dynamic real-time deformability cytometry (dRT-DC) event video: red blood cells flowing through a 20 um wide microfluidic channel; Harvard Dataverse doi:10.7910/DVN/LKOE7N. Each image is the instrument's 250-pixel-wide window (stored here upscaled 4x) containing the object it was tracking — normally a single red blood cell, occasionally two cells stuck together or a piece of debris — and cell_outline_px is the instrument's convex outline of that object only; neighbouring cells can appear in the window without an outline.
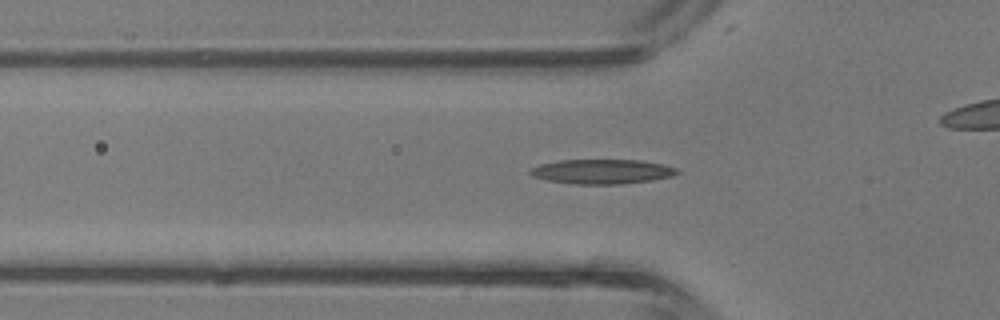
{"species": "common noctule bat (a hibernating species)", "species_latin": "Nyctalus noctula", "temperature_condition": "room temperature", "stored_images_in_passage": 43, "camera_frame_rate_fps": 3000, "um_per_image_px": 0.085, "animal": {"sex": "male", "body_mass_g": 13.3}, "frame": {"image": 1, "passage_image": 14, "time_ms": 4.333, "image_size_px": [1000, 320], "cell_outline_px": [[680, 172], [672, 176], [652, 180], [620, 184], [572, 184], [548, 180], [532, 176], [528, 172], [532, 168], [540, 164], [560, 160], [644, 160], [664, 164], [676, 168]], "centroid_in_image_um": [51.19, 14.58], "position_along_channel_um": 74.6, "area_um2": 21.1}}
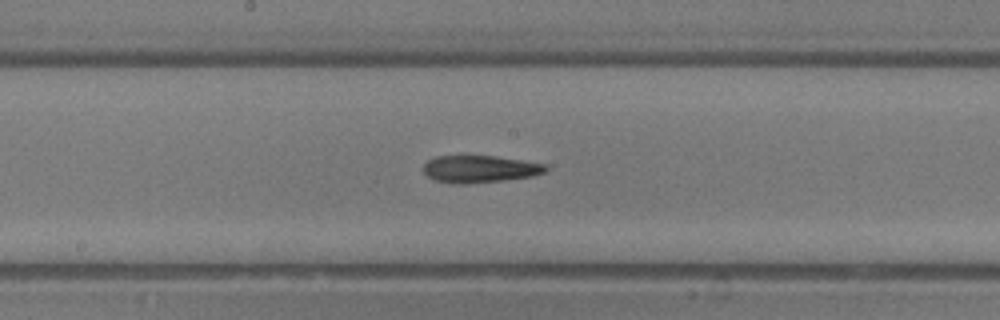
{"frame": {"image": 2, "passage_image": 22, "time_ms": 7.0, "image_size_px": [1000, 320], "cell_outline_px": [[548, 172], [532, 176], [504, 180], [464, 184], [456, 184], [436, 180], [428, 176], [424, 172], [424, 164], [428, 160], [436, 156], [496, 156], [524, 160], [544, 164], [548, 168]], "centroid_in_image_um": [40.82, 14.36], "position_along_channel_um": 207.4, "area_um2": 19.36}}
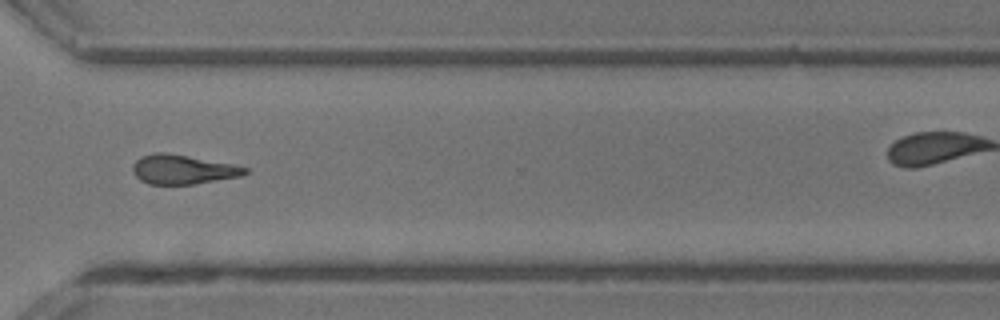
{"frame": {"image": 3, "passage_image": 31, "time_ms": 10.0, "image_size_px": [1000, 320], "cell_outline_px": [[248, 172], [240, 176], [192, 184], [148, 184], [140, 180], [132, 172], [132, 164], [140, 156], [156, 152], [164, 152], [188, 156], [232, 164], [248, 168]], "centroid_in_image_um": [15.48, 14.4], "position_along_channel_um": 355.1, "area_um2": 19.07}}